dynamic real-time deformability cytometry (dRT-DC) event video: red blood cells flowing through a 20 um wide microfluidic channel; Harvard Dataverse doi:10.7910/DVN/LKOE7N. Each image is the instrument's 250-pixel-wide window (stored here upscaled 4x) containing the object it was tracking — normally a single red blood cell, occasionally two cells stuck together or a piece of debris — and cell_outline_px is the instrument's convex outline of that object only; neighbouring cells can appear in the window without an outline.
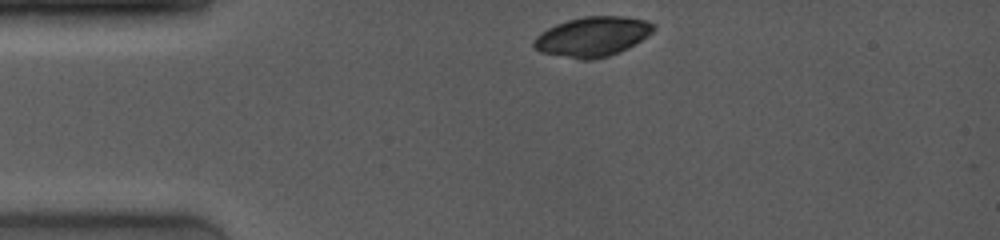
{"species": "common noctule bat (a hibernating species)", "species_latin": "Nyctalus noctula", "temperature_condition": "room temperature", "stored_images_in_passage": 8, "camera_frame_rate_fps": 4000, "um_per_image_px": 0.085, "animal": {"sex": "female", "body_mass_g": 19.0, "forearm_length_mm": 53.3}, "frame": {"image": 1, "passage_image": 1, "time_ms": 0.0, "image_size_px": [1000, 240], "cell_outline_px": [[656, 28], [648, 36], [628, 48], [620, 52], [608, 56], [592, 60], [580, 60], [540, 52], [532, 48], [532, 40], [540, 32], [556, 24], [568, 20], [584, 16], [628, 16], [648, 20], [656, 24]], "centroid_in_image_um": [50.37, 3.11], "position_along_channel_um": 34.6, "area_um2": 28.21}}